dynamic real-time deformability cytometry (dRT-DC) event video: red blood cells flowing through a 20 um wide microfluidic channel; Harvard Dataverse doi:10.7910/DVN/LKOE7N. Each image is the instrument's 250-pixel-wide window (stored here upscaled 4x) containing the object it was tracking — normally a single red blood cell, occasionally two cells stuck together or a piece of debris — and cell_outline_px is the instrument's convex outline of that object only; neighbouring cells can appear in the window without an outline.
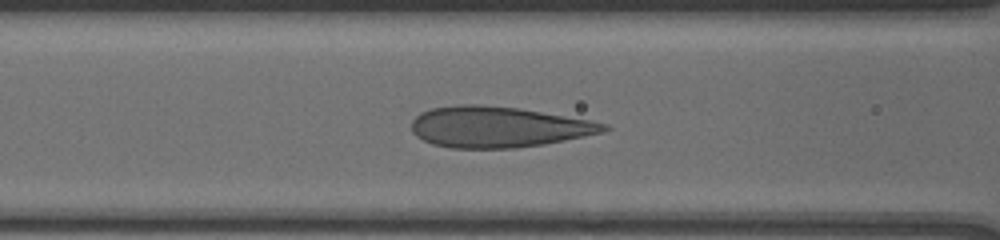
{"species": "human", "species_latin": "Homo sapiens", "temperature_condition": "cold", "stored_images_in_passage": 28, "camera_frame_rate_fps": 3000, "um_per_image_px": 0.085, "donor": {"sex": "male"}, "frame": {"image": 1, "passage_image": 13, "time_ms": 5.667, "image_size_px": [1000, 240], "cell_outline_px": [[612, 128], [604, 132], [544, 144], [516, 148], [452, 148], [432, 144], [416, 136], [412, 132], [412, 120], [420, 112], [432, 108], [460, 104], [476, 104], [516, 108], [588, 120], [608, 124]], "centroid_in_image_um": [42.31, 10.8], "position_along_channel_um": 124.3, "area_um2": 45.55}}
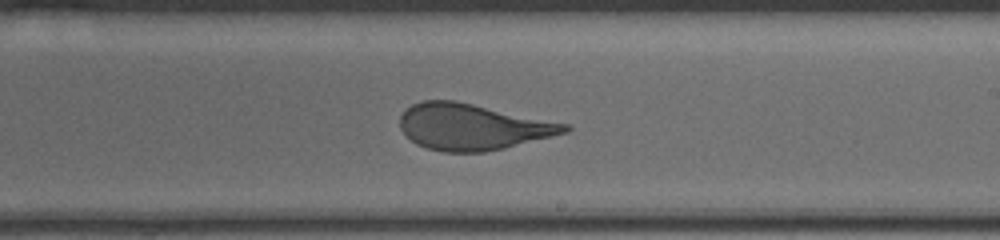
{"frame": {"image": 2, "passage_image": 19, "time_ms": 9.0, "image_size_px": [1000, 240], "cell_outline_px": [[572, 128], [568, 132], [504, 148], [484, 152], [444, 152], [428, 148], [416, 144], [400, 128], [400, 116], [404, 108], [412, 104], [424, 100], [456, 100], [568, 124]], "centroid_in_image_um": [40.14, 10.77], "position_along_channel_um": 248.9, "area_um2": 44.22}}
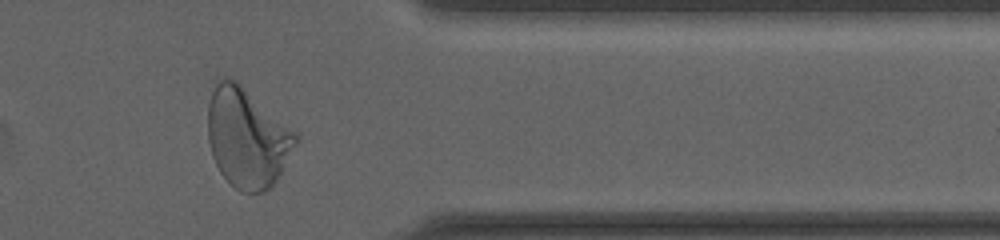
{"frame": {"image": 3, "passage_image": 27, "time_ms": 13.0, "image_size_px": [1000, 240], "cell_outline_px": [[300, 140], [276, 180], [264, 192], [240, 192], [220, 172], [212, 156], [208, 140], [208, 104], [212, 80], [220, 76], [228, 76], [236, 80], [300, 136]], "centroid_in_image_um": [20.97, 11.65], "position_along_channel_um": 390.4, "area_um2": 51.21}, "authors_computed_cell_mechanics": {"area_um2": 45.9221, "velocity_mm_per_s": 3.7277, "shape_relaxation_time_tau1_ms": 6.1061, "shape_relaxation_time_tau2_ms": 0.657, "deformation_change_tau1": 0.2014, "deformation_change_tau2": 0.0702}}